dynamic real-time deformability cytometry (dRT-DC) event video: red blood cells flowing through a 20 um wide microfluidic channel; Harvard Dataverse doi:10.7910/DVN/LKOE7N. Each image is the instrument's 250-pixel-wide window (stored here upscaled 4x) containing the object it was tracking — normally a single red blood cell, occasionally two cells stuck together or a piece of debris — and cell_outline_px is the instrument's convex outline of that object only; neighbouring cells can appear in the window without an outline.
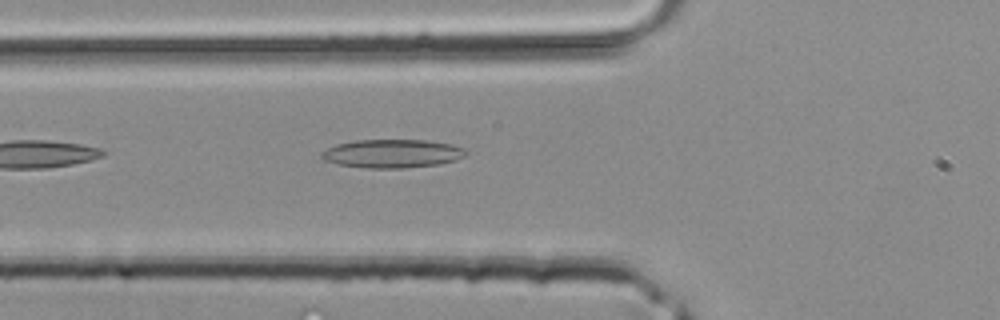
{"species": "common noctule bat (a hibernating species)", "species_latin": "Nyctalus noctula", "temperature_condition": "room temperature", "stored_images_in_passage": 9, "camera_frame_rate_fps": 3000, "um_per_image_px": 0.085, "animal": {"sex": "male", "body_mass_g": 20.4}, "frame": {"image": 1, "passage_image": 3, "time_ms": 0.667, "image_size_px": [1000, 320], "cell_outline_px": [[468, 152], [464, 156], [456, 160], [440, 164], [404, 168], [364, 168], [340, 164], [320, 160], [320, 152], [336, 144], [356, 140], [424, 140], [452, 144], [464, 148]], "centroid_in_image_um": [33.32, 13.05], "position_along_channel_um": 92.5, "area_um2": 24.1}}
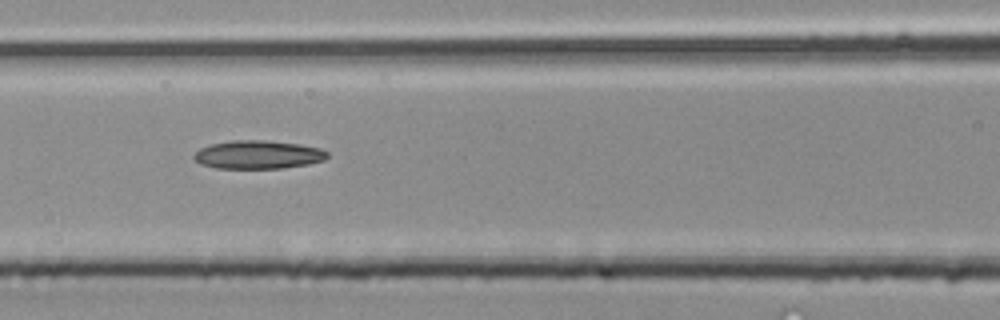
{"frame": {"image": 2, "passage_image": 6, "time_ms": 1.667, "image_size_px": [1000, 320], "cell_outline_px": [[328, 156], [324, 160], [308, 164], [280, 168], [216, 168], [200, 164], [192, 156], [200, 148], [208, 144], [236, 140], [264, 140], [300, 144], [320, 148], [328, 152]], "centroid_in_image_um": [21.92, 13.14], "position_along_channel_um": 144.7, "area_um2": 22.02}}